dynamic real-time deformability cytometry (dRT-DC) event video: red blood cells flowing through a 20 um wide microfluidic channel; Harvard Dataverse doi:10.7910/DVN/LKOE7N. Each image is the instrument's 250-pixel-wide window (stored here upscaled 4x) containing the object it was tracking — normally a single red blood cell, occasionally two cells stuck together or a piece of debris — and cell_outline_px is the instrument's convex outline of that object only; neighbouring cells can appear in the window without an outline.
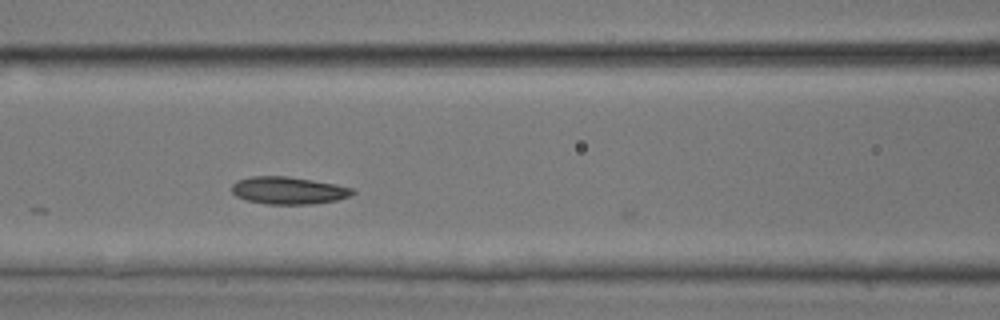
{"species": "common noctule bat (a hibernating species)", "species_latin": "Nyctalus noctula", "temperature_condition": "room temperature", "stored_images_in_passage": 15, "camera_frame_rate_fps": 3000, "um_per_image_px": 0.085, "animal": {"sex": "male", "body_mass_g": 17.9, "forearm_length_mm": 54.2}, "frame": {"image": 1, "passage_image": 13, "time_ms": 4.0, "image_size_px": [1000, 320], "cell_outline_px": [[356, 192], [348, 196], [336, 200], [312, 204], [264, 204], [248, 200], [236, 196], [232, 192], [232, 184], [236, 180], [252, 176], [288, 176], [336, 184], [352, 188]], "centroid_in_image_um": [24.49, 16.18], "position_along_channel_um": 142.1, "area_um2": 19.25}}